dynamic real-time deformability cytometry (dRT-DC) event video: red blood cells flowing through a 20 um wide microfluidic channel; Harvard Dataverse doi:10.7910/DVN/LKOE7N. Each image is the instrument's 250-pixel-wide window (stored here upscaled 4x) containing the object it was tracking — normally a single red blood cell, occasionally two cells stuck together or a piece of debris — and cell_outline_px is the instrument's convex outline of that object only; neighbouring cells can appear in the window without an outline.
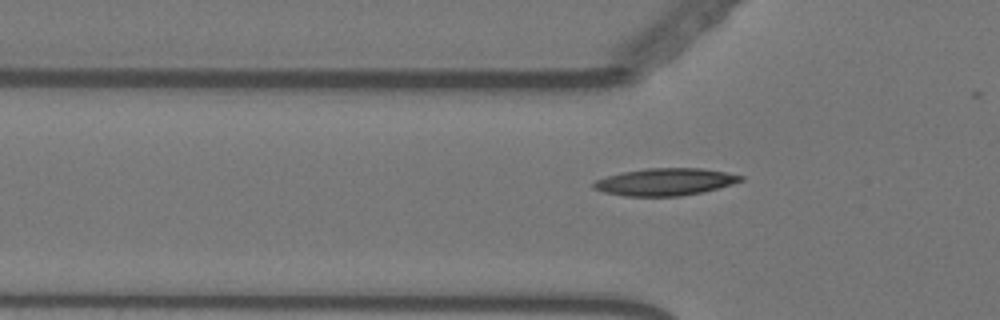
{"species": "Egyptian fruit bat (a non-hibernating species)", "species_latin": "Rousettus aegyptiacus", "temperature_condition": "warm", "stored_images_in_passage": 57, "camera_frame_rate_fps": 3000, "um_per_image_px": 0.085, "animal": {"sex": "female"}, "frame": {"image": 1, "passage_image": 18, "time_ms": 5.667, "image_size_px": [1000, 320], "cell_outline_px": [[744, 180], [732, 184], [704, 192], [680, 196], [624, 196], [604, 192], [592, 188], [592, 184], [596, 180], [620, 172], [644, 168], [700, 168], [724, 172], [744, 176]], "centroid_in_image_um": [56.52, 15.46], "position_along_channel_um": 69.3, "area_um2": 23.41}}
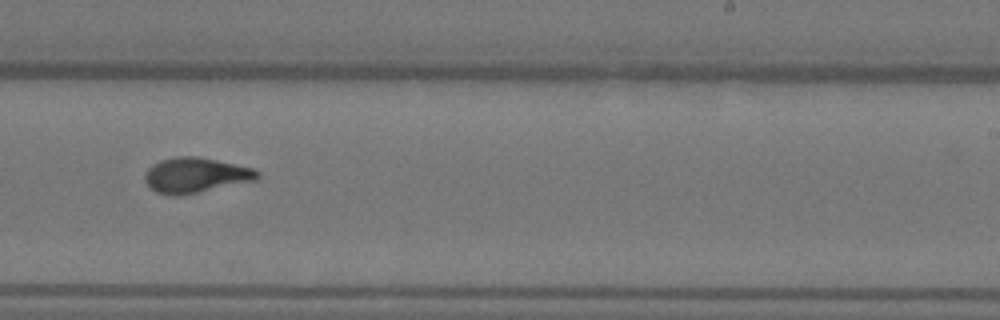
{"frame": {"image": 2, "passage_image": 35, "time_ms": 11.333, "image_size_px": [1000, 320], "cell_outline_px": [[260, 176], [256, 180], [180, 196], [172, 196], [156, 192], [144, 180], [144, 172], [152, 164], [160, 160], [176, 156], [196, 156], [216, 160], [252, 168], [260, 172]], "centroid_in_image_um": [16.59, 14.89], "position_along_channel_um": 272.4, "area_um2": 23.06}}
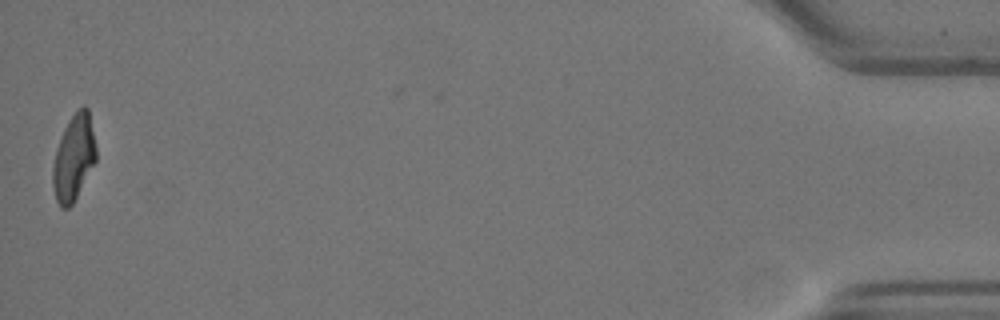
{"frame": {"image": 3, "passage_image": 56, "time_ms": 18.333, "image_size_px": [1000, 320], "cell_outline_px": [[96, 160], [72, 204], [68, 208], [60, 208], [56, 200], [52, 184], [52, 168], [56, 148], [64, 128], [68, 120], [84, 104], [88, 108], [96, 148]], "centroid_in_image_um": [6.25, 13.41], "position_along_channel_um": 429.0, "area_um2": 21.44}, "authors_computed_cell_mechanics": {"area_um2": 21.7906, "velocity_mm_per_s": 3.5755, "shape_relaxation_time_tau1_ms": 4.9215, "shape_relaxation_time_tau2_ms": 1.4184, "deformation_change_tau1": 0.189, "deformation_change_tau2": 0.0687}}